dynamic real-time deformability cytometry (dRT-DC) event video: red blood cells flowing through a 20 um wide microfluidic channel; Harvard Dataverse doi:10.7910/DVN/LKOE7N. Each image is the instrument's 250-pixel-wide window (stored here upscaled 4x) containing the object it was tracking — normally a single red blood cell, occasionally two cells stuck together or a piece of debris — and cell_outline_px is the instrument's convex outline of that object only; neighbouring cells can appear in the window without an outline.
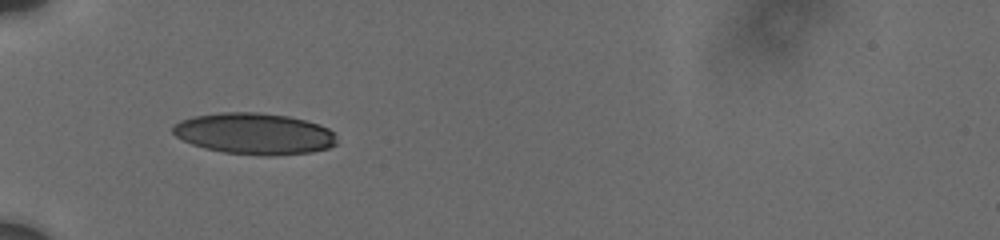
{"species": "human", "species_latin": "Homo sapiens", "temperature_condition": "cold", "stored_images_in_passage": 24, "camera_frame_rate_fps": 3000, "um_per_image_px": 0.085, "donor": {"sex": "male"}, "frame": {"image": 1, "passage_image": 1, "time_ms": 0.0, "image_size_px": [1000, 240], "cell_outline_px": [[336, 144], [328, 148], [312, 152], [272, 156], [268, 156], [224, 152], [204, 148], [192, 144], [176, 136], [172, 132], [172, 128], [180, 120], [192, 116], [220, 112], [260, 112], [288, 116], [320, 124], [328, 128], [336, 136]], "centroid_in_image_um": [21.62, 11.36], "position_along_channel_um": 63.4, "area_um2": 39.59}}
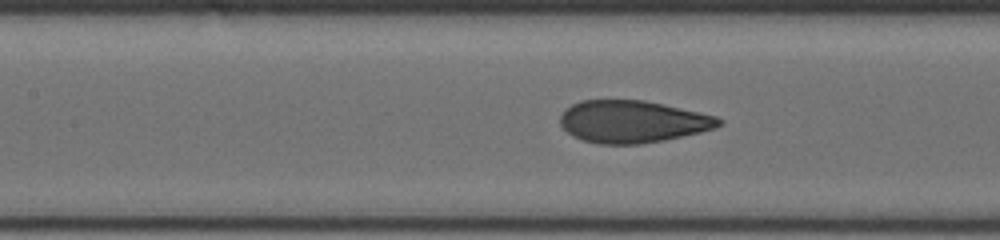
{"frame": {"image": 2, "passage_image": 17, "time_ms": 2.667, "image_size_px": [1000, 240], "cell_outline_px": [[724, 124], [716, 128], [700, 132], [664, 140], [640, 144], [600, 144], [580, 140], [572, 136], [560, 124], [560, 116], [564, 108], [580, 100], [644, 100], [664, 104], [716, 116], [724, 120]], "centroid_in_image_um": [53.76, 10.33], "position_along_channel_um": 153.6, "area_um2": 39.3}}
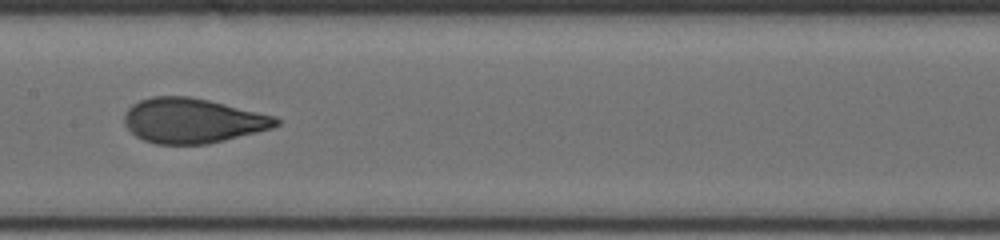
{"frame": {"image": 3, "passage_image": 23, "time_ms": 3.667, "image_size_px": [1000, 240], "cell_outline_px": [[280, 124], [272, 128], [208, 144], [156, 144], [144, 140], [136, 136], [124, 124], [124, 112], [132, 104], [140, 100], [152, 96], [188, 96], [208, 100], [276, 116], [280, 120]], "centroid_in_image_um": [16.35, 10.25], "position_along_channel_um": 191.0, "area_um2": 39.59}}